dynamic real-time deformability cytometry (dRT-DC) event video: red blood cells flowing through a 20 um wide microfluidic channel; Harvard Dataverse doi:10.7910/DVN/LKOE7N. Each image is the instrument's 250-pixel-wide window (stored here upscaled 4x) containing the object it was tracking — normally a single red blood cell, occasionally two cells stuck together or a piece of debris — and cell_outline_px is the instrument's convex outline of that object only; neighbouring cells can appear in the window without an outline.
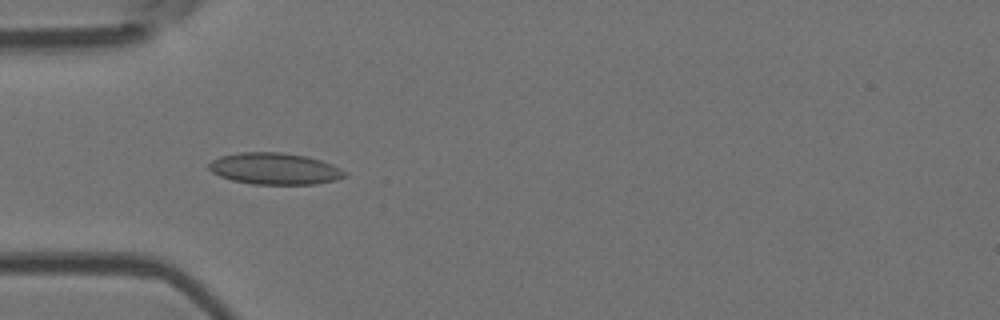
{"species": "Egyptian fruit bat (a non-hibernating species)", "species_latin": "Rousettus aegyptiacus", "temperature_condition": "room temperature", "stored_images_in_passage": 6, "camera_frame_rate_fps": 3000, "um_per_image_px": 0.085, "animal": {"sex": "female"}, "frame": {"image": 1, "passage_image": 5, "time_ms": 4.667, "image_size_px": [1000, 320], "cell_outline_px": [[348, 176], [336, 180], [316, 184], [252, 184], [232, 180], [220, 176], [212, 172], [208, 168], [208, 164], [212, 160], [220, 156], [240, 152], [280, 152], [304, 156], [320, 160], [332, 164], [348, 172]], "centroid_in_image_um": [23.36, 14.34], "position_along_channel_um": 61.6, "area_um2": 25.09}}
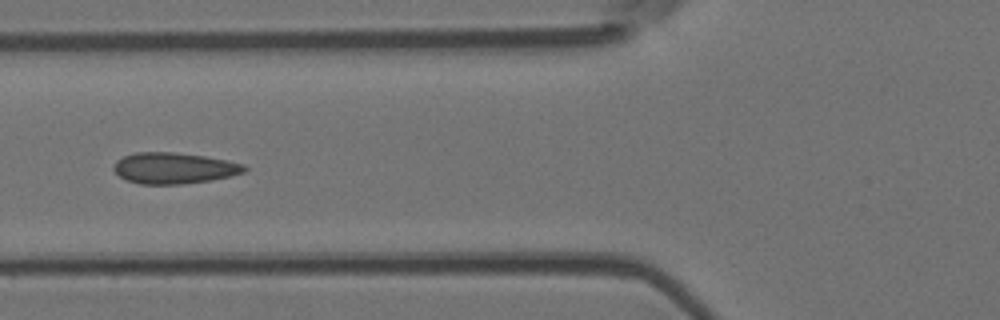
{"frame": {"image": 2, "passage_image": 6, "time_ms": 6.0, "image_size_px": [1000, 320], "cell_outline_px": [[248, 168], [244, 172], [212, 180], [180, 184], [140, 184], [128, 180], [120, 176], [112, 168], [116, 160], [124, 156], [136, 152], [172, 152], [204, 156], [228, 160], [244, 164]], "centroid_in_image_um": [14.79, 14.28], "position_along_channel_um": 111.0, "area_um2": 23.58}}